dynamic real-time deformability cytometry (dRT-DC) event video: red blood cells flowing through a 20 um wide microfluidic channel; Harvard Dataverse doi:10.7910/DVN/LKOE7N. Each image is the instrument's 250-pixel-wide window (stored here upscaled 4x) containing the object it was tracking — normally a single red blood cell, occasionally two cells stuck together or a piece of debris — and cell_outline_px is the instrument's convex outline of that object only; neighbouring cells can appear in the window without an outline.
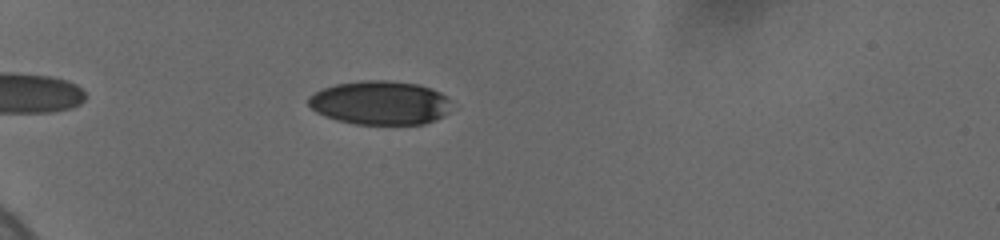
{"species": "human", "species_latin": "Homo sapiens", "temperature_condition": "cold", "stored_images_in_passage": 11, "camera_frame_rate_fps": 3000, "um_per_image_px": 0.085, "donor": {"sex": "female"}, "frame": {"image": 1, "passage_image": 4, "time_ms": 2.0, "image_size_px": [1000, 240], "cell_outline_px": [[448, 112], [444, 116], [424, 124], [356, 124], [336, 120], [324, 116], [316, 112], [308, 104], [308, 96], [324, 88], [336, 84], [360, 80], [388, 80], [416, 84], [440, 92], [448, 100]], "centroid_in_image_um": [32.26, 8.74], "position_along_channel_um": 52.7, "area_um2": 36.36}}
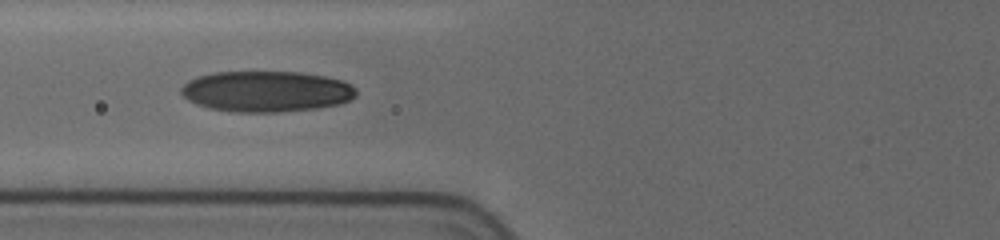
{"frame": {"image": 2, "passage_image": 8, "time_ms": 4.333, "image_size_px": [1000, 240], "cell_outline_px": [[356, 96], [340, 104], [316, 108], [276, 112], [236, 112], [208, 108], [196, 104], [188, 100], [180, 92], [180, 88], [188, 80], [196, 76], [212, 72], [300, 72], [324, 76], [340, 80], [356, 88]], "centroid_in_image_um": [22.59, 7.77], "position_along_channel_um": 103.2, "area_um2": 41.73}}
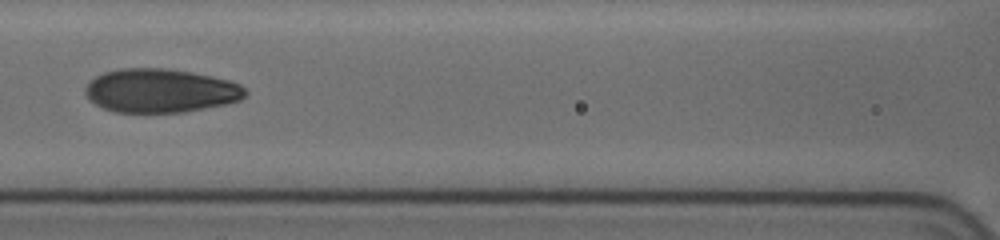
{"frame": {"image": 3, "passage_image": 10, "time_ms": 5.667, "image_size_px": [1000, 240], "cell_outline_px": [[248, 92], [240, 100], [224, 104], [184, 112], [116, 112], [104, 108], [88, 100], [84, 92], [84, 88], [96, 76], [104, 72], [120, 68], [168, 68], [192, 72], [212, 76], [228, 80], [240, 84]], "centroid_in_image_um": [13.62, 7.7], "position_along_channel_um": 153.0, "area_um2": 40.81}}